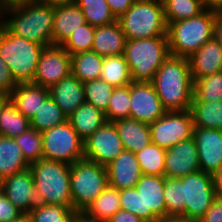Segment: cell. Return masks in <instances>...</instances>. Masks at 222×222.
<instances>
[{
	"label": "cell",
	"instance_id": "obj_53",
	"mask_svg": "<svg viewBox=\"0 0 222 222\" xmlns=\"http://www.w3.org/2000/svg\"><path fill=\"white\" fill-rule=\"evenodd\" d=\"M159 222H199V220L190 219L182 216H167Z\"/></svg>",
	"mask_w": 222,
	"mask_h": 222
},
{
	"label": "cell",
	"instance_id": "obj_11",
	"mask_svg": "<svg viewBox=\"0 0 222 222\" xmlns=\"http://www.w3.org/2000/svg\"><path fill=\"white\" fill-rule=\"evenodd\" d=\"M151 143L162 149H170L175 144L193 136L194 124L190 110L166 112L149 124Z\"/></svg>",
	"mask_w": 222,
	"mask_h": 222
},
{
	"label": "cell",
	"instance_id": "obj_56",
	"mask_svg": "<svg viewBox=\"0 0 222 222\" xmlns=\"http://www.w3.org/2000/svg\"><path fill=\"white\" fill-rule=\"evenodd\" d=\"M14 222H26V215H24L21 219Z\"/></svg>",
	"mask_w": 222,
	"mask_h": 222
},
{
	"label": "cell",
	"instance_id": "obj_20",
	"mask_svg": "<svg viewBox=\"0 0 222 222\" xmlns=\"http://www.w3.org/2000/svg\"><path fill=\"white\" fill-rule=\"evenodd\" d=\"M188 61L193 81L220 72L222 71V47L212 38L195 51Z\"/></svg>",
	"mask_w": 222,
	"mask_h": 222
},
{
	"label": "cell",
	"instance_id": "obj_15",
	"mask_svg": "<svg viewBox=\"0 0 222 222\" xmlns=\"http://www.w3.org/2000/svg\"><path fill=\"white\" fill-rule=\"evenodd\" d=\"M130 117L151 124L167 111L164 109L151 82L130 83Z\"/></svg>",
	"mask_w": 222,
	"mask_h": 222
},
{
	"label": "cell",
	"instance_id": "obj_33",
	"mask_svg": "<svg viewBox=\"0 0 222 222\" xmlns=\"http://www.w3.org/2000/svg\"><path fill=\"white\" fill-rule=\"evenodd\" d=\"M67 120V116L50 96L30 119V127L42 133L54 126L65 123Z\"/></svg>",
	"mask_w": 222,
	"mask_h": 222
},
{
	"label": "cell",
	"instance_id": "obj_35",
	"mask_svg": "<svg viewBox=\"0 0 222 222\" xmlns=\"http://www.w3.org/2000/svg\"><path fill=\"white\" fill-rule=\"evenodd\" d=\"M166 150L150 143L135 153L141 173L144 175L164 176Z\"/></svg>",
	"mask_w": 222,
	"mask_h": 222
},
{
	"label": "cell",
	"instance_id": "obj_12",
	"mask_svg": "<svg viewBox=\"0 0 222 222\" xmlns=\"http://www.w3.org/2000/svg\"><path fill=\"white\" fill-rule=\"evenodd\" d=\"M179 179L183 183L185 217L200 220L216 199L212 175L197 171Z\"/></svg>",
	"mask_w": 222,
	"mask_h": 222
},
{
	"label": "cell",
	"instance_id": "obj_43",
	"mask_svg": "<svg viewBox=\"0 0 222 222\" xmlns=\"http://www.w3.org/2000/svg\"><path fill=\"white\" fill-rule=\"evenodd\" d=\"M95 27L86 23L74 31L61 45L70 55L92 51Z\"/></svg>",
	"mask_w": 222,
	"mask_h": 222
},
{
	"label": "cell",
	"instance_id": "obj_19",
	"mask_svg": "<svg viewBox=\"0 0 222 222\" xmlns=\"http://www.w3.org/2000/svg\"><path fill=\"white\" fill-rule=\"evenodd\" d=\"M108 184L118 190L134 188L142 175L135 153L123 150L109 165Z\"/></svg>",
	"mask_w": 222,
	"mask_h": 222
},
{
	"label": "cell",
	"instance_id": "obj_17",
	"mask_svg": "<svg viewBox=\"0 0 222 222\" xmlns=\"http://www.w3.org/2000/svg\"><path fill=\"white\" fill-rule=\"evenodd\" d=\"M200 171L213 175L222 168V130L194 127Z\"/></svg>",
	"mask_w": 222,
	"mask_h": 222
},
{
	"label": "cell",
	"instance_id": "obj_30",
	"mask_svg": "<svg viewBox=\"0 0 222 222\" xmlns=\"http://www.w3.org/2000/svg\"><path fill=\"white\" fill-rule=\"evenodd\" d=\"M120 208V193L109 185L83 212L94 220L108 221Z\"/></svg>",
	"mask_w": 222,
	"mask_h": 222
},
{
	"label": "cell",
	"instance_id": "obj_36",
	"mask_svg": "<svg viewBox=\"0 0 222 222\" xmlns=\"http://www.w3.org/2000/svg\"><path fill=\"white\" fill-rule=\"evenodd\" d=\"M75 215L73 207L38 203L26 216L28 222H72Z\"/></svg>",
	"mask_w": 222,
	"mask_h": 222
},
{
	"label": "cell",
	"instance_id": "obj_25",
	"mask_svg": "<svg viewBox=\"0 0 222 222\" xmlns=\"http://www.w3.org/2000/svg\"><path fill=\"white\" fill-rule=\"evenodd\" d=\"M125 150L136 153L151 143L149 124L125 118L113 122Z\"/></svg>",
	"mask_w": 222,
	"mask_h": 222
},
{
	"label": "cell",
	"instance_id": "obj_5",
	"mask_svg": "<svg viewBox=\"0 0 222 222\" xmlns=\"http://www.w3.org/2000/svg\"><path fill=\"white\" fill-rule=\"evenodd\" d=\"M38 203L72 206L70 192V164L40 159L30 163Z\"/></svg>",
	"mask_w": 222,
	"mask_h": 222
},
{
	"label": "cell",
	"instance_id": "obj_41",
	"mask_svg": "<svg viewBox=\"0 0 222 222\" xmlns=\"http://www.w3.org/2000/svg\"><path fill=\"white\" fill-rule=\"evenodd\" d=\"M83 86L85 101L105 112L115 87L100 78L85 82Z\"/></svg>",
	"mask_w": 222,
	"mask_h": 222
},
{
	"label": "cell",
	"instance_id": "obj_14",
	"mask_svg": "<svg viewBox=\"0 0 222 222\" xmlns=\"http://www.w3.org/2000/svg\"><path fill=\"white\" fill-rule=\"evenodd\" d=\"M83 144L84 158L103 166L109 165L125 150L113 122H106Z\"/></svg>",
	"mask_w": 222,
	"mask_h": 222
},
{
	"label": "cell",
	"instance_id": "obj_7",
	"mask_svg": "<svg viewBox=\"0 0 222 222\" xmlns=\"http://www.w3.org/2000/svg\"><path fill=\"white\" fill-rule=\"evenodd\" d=\"M43 46L12 34L0 22V57L16 84L32 83Z\"/></svg>",
	"mask_w": 222,
	"mask_h": 222
},
{
	"label": "cell",
	"instance_id": "obj_18",
	"mask_svg": "<svg viewBox=\"0 0 222 222\" xmlns=\"http://www.w3.org/2000/svg\"><path fill=\"white\" fill-rule=\"evenodd\" d=\"M164 162V176L168 178L178 179L200 171L197 145L193 138L181 141L167 149Z\"/></svg>",
	"mask_w": 222,
	"mask_h": 222
},
{
	"label": "cell",
	"instance_id": "obj_34",
	"mask_svg": "<svg viewBox=\"0 0 222 222\" xmlns=\"http://www.w3.org/2000/svg\"><path fill=\"white\" fill-rule=\"evenodd\" d=\"M167 25L198 16L207 8L202 0H163Z\"/></svg>",
	"mask_w": 222,
	"mask_h": 222
},
{
	"label": "cell",
	"instance_id": "obj_44",
	"mask_svg": "<svg viewBox=\"0 0 222 222\" xmlns=\"http://www.w3.org/2000/svg\"><path fill=\"white\" fill-rule=\"evenodd\" d=\"M24 214L0 190V222H14Z\"/></svg>",
	"mask_w": 222,
	"mask_h": 222
},
{
	"label": "cell",
	"instance_id": "obj_57",
	"mask_svg": "<svg viewBox=\"0 0 222 222\" xmlns=\"http://www.w3.org/2000/svg\"><path fill=\"white\" fill-rule=\"evenodd\" d=\"M3 99H4V97L0 95V102H1Z\"/></svg>",
	"mask_w": 222,
	"mask_h": 222
},
{
	"label": "cell",
	"instance_id": "obj_48",
	"mask_svg": "<svg viewBox=\"0 0 222 222\" xmlns=\"http://www.w3.org/2000/svg\"><path fill=\"white\" fill-rule=\"evenodd\" d=\"M108 222H144V221L134 213L120 209L108 220Z\"/></svg>",
	"mask_w": 222,
	"mask_h": 222
},
{
	"label": "cell",
	"instance_id": "obj_40",
	"mask_svg": "<svg viewBox=\"0 0 222 222\" xmlns=\"http://www.w3.org/2000/svg\"><path fill=\"white\" fill-rule=\"evenodd\" d=\"M164 201L167 216L185 217V205L183 203V183L178 178L165 177Z\"/></svg>",
	"mask_w": 222,
	"mask_h": 222
},
{
	"label": "cell",
	"instance_id": "obj_49",
	"mask_svg": "<svg viewBox=\"0 0 222 222\" xmlns=\"http://www.w3.org/2000/svg\"><path fill=\"white\" fill-rule=\"evenodd\" d=\"M213 38L222 47V11H217L213 28Z\"/></svg>",
	"mask_w": 222,
	"mask_h": 222
},
{
	"label": "cell",
	"instance_id": "obj_6",
	"mask_svg": "<svg viewBox=\"0 0 222 222\" xmlns=\"http://www.w3.org/2000/svg\"><path fill=\"white\" fill-rule=\"evenodd\" d=\"M123 55L133 82H151L162 63L170 56L168 37L126 40Z\"/></svg>",
	"mask_w": 222,
	"mask_h": 222
},
{
	"label": "cell",
	"instance_id": "obj_55",
	"mask_svg": "<svg viewBox=\"0 0 222 222\" xmlns=\"http://www.w3.org/2000/svg\"><path fill=\"white\" fill-rule=\"evenodd\" d=\"M72 222H108V221L94 220L87 217L84 213H76Z\"/></svg>",
	"mask_w": 222,
	"mask_h": 222
},
{
	"label": "cell",
	"instance_id": "obj_1",
	"mask_svg": "<svg viewBox=\"0 0 222 222\" xmlns=\"http://www.w3.org/2000/svg\"><path fill=\"white\" fill-rule=\"evenodd\" d=\"M53 21L54 6L37 1L0 10V22L12 34L43 47L54 45L52 42Z\"/></svg>",
	"mask_w": 222,
	"mask_h": 222
},
{
	"label": "cell",
	"instance_id": "obj_32",
	"mask_svg": "<svg viewBox=\"0 0 222 222\" xmlns=\"http://www.w3.org/2000/svg\"><path fill=\"white\" fill-rule=\"evenodd\" d=\"M100 79L115 88L127 86L132 82L131 72L123 54L104 57Z\"/></svg>",
	"mask_w": 222,
	"mask_h": 222
},
{
	"label": "cell",
	"instance_id": "obj_10",
	"mask_svg": "<svg viewBox=\"0 0 222 222\" xmlns=\"http://www.w3.org/2000/svg\"><path fill=\"white\" fill-rule=\"evenodd\" d=\"M43 158L73 164L84 158V144L70 122L42 132Z\"/></svg>",
	"mask_w": 222,
	"mask_h": 222
},
{
	"label": "cell",
	"instance_id": "obj_23",
	"mask_svg": "<svg viewBox=\"0 0 222 222\" xmlns=\"http://www.w3.org/2000/svg\"><path fill=\"white\" fill-rule=\"evenodd\" d=\"M86 23L84 14L76 3L55 6L52 34L53 44L62 45L78 27Z\"/></svg>",
	"mask_w": 222,
	"mask_h": 222
},
{
	"label": "cell",
	"instance_id": "obj_50",
	"mask_svg": "<svg viewBox=\"0 0 222 222\" xmlns=\"http://www.w3.org/2000/svg\"><path fill=\"white\" fill-rule=\"evenodd\" d=\"M216 199L222 200V168L212 175Z\"/></svg>",
	"mask_w": 222,
	"mask_h": 222
},
{
	"label": "cell",
	"instance_id": "obj_51",
	"mask_svg": "<svg viewBox=\"0 0 222 222\" xmlns=\"http://www.w3.org/2000/svg\"><path fill=\"white\" fill-rule=\"evenodd\" d=\"M37 2L48 4L51 6H60L76 3L77 0H36Z\"/></svg>",
	"mask_w": 222,
	"mask_h": 222
},
{
	"label": "cell",
	"instance_id": "obj_54",
	"mask_svg": "<svg viewBox=\"0 0 222 222\" xmlns=\"http://www.w3.org/2000/svg\"><path fill=\"white\" fill-rule=\"evenodd\" d=\"M206 8L222 11V0H202Z\"/></svg>",
	"mask_w": 222,
	"mask_h": 222
},
{
	"label": "cell",
	"instance_id": "obj_9",
	"mask_svg": "<svg viewBox=\"0 0 222 222\" xmlns=\"http://www.w3.org/2000/svg\"><path fill=\"white\" fill-rule=\"evenodd\" d=\"M108 185L106 166L85 158L70 165V192L76 213H83Z\"/></svg>",
	"mask_w": 222,
	"mask_h": 222
},
{
	"label": "cell",
	"instance_id": "obj_4",
	"mask_svg": "<svg viewBox=\"0 0 222 222\" xmlns=\"http://www.w3.org/2000/svg\"><path fill=\"white\" fill-rule=\"evenodd\" d=\"M216 10L207 8L198 16L168 24L170 55L189 58L213 38Z\"/></svg>",
	"mask_w": 222,
	"mask_h": 222
},
{
	"label": "cell",
	"instance_id": "obj_37",
	"mask_svg": "<svg viewBox=\"0 0 222 222\" xmlns=\"http://www.w3.org/2000/svg\"><path fill=\"white\" fill-rule=\"evenodd\" d=\"M76 4L82 10L86 22L91 26L107 25L117 20L106 0H77Z\"/></svg>",
	"mask_w": 222,
	"mask_h": 222
},
{
	"label": "cell",
	"instance_id": "obj_24",
	"mask_svg": "<svg viewBox=\"0 0 222 222\" xmlns=\"http://www.w3.org/2000/svg\"><path fill=\"white\" fill-rule=\"evenodd\" d=\"M126 43L125 34L118 20L95 27L92 51L100 56L122 55Z\"/></svg>",
	"mask_w": 222,
	"mask_h": 222
},
{
	"label": "cell",
	"instance_id": "obj_45",
	"mask_svg": "<svg viewBox=\"0 0 222 222\" xmlns=\"http://www.w3.org/2000/svg\"><path fill=\"white\" fill-rule=\"evenodd\" d=\"M16 85L10 69L0 57V95L8 98Z\"/></svg>",
	"mask_w": 222,
	"mask_h": 222
},
{
	"label": "cell",
	"instance_id": "obj_22",
	"mask_svg": "<svg viewBox=\"0 0 222 222\" xmlns=\"http://www.w3.org/2000/svg\"><path fill=\"white\" fill-rule=\"evenodd\" d=\"M49 97V88L34 83H22L15 86L8 98L30 120Z\"/></svg>",
	"mask_w": 222,
	"mask_h": 222
},
{
	"label": "cell",
	"instance_id": "obj_28",
	"mask_svg": "<svg viewBox=\"0 0 222 222\" xmlns=\"http://www.w3.org/2000/svg\"><path fill=\"white\" fill-rule=\"evenodd\" d=\"M30 128V120L19 112L9 98L0 102V136L14 138Z\"/></svg>",
	"mask_w": 222,
	"mask_h": 222
},
{
	"label": "cell",
	"instance_id": "obj_38",
	"mask_svg": "<svg viewBox=\"0 0 222 222\" xmlns=\"http://www.w3.org/2000/svg\"><path fill=\"white\" fill-rule=\"evenodd\" d=\"M222 100V71L194 81L193 100L217 102Z\"/></svg>",
	"mask_w": 222,
	"mask_h": 222
},
{
	"label": "cell",
	"instance_id": "obj_3",
	"mask_svg": "<svg viewBox=\"0 0 222 222\" xmlns=\"http://www.w3.org/2000/svg\"><path fill=\"white\" fill-rule=\"evenodd\" d=\"M164 186L165 176L142 174L134 188L119 190L120 208L144 222H159L166 218Z\"/></svg>",
	"mask_w": 222,
	"mask_h": 222
},
{
	"label": "cell",
	"instance_id": "obj_47",
	"mask_svg": "<svg viewBox=\"0 0 222 222\" xmlns=\"http://www.w3.org/2000/svg\"><path fill=\"white\" fill-rule=\"evenodd\" d=\"M113 16L119 19L136 0H106Z\"/></svg>",
	"mask_w": 222,
	"mask_h": 222
},
{
	"label": "cell",
	"instance_id": "obj_27",
	"mask_svg": "<svg viewBox=\"0 0 222 222\" xmlns=\"http://www.w3.org/2000/svg\"><path fill=\"white\" fill-rule=\"evenodd\" d=\"M29 166L14 138L0 136V181Z\"/></svg>",
	"mask_w": 222,
	"mask_h": 222
},
{
	"label": "cell",
	"instance_id": "obj_39",
	"mask_svg": "<svg viewBox=\"0 0 222 222\" xmlns=\"http://www.w3.org/2000/svg\"><path fill=\"white\" fill-rule=\"evenodd\" d=\"M130 102V84L114 88L107 110L104 112L107 122L129 118Z\"/></svg>",
	"mask_w": 222,
	"mask_h": 222
},
{
	"label": "cell",
	"instance_id": "obj_29",
	"mask_svg": "<svg viewBox=\"0 0 222 222\" xmlns=\"http://www.w3.org/2000/svg\"><path fill=\"white\" fill-rule=\"evenodd\" d=\"M104 57L94 51L71 55V74L85 83L100 78Z\"/></svg>",
	"mask_w": 222,
	"mask_h": 222
},
{
	"label": "cell",
	"instance_id": "obj_26",
	"mask_svg": "<svg viewBox=\"0 0 222 222\" xmlns=\"http://www.w3.org/2000/svg\"><path fill=\"white\" fill-rule=\"evenodd\" d=\"M68 121L83 142L107 122L105 113L86 101L68 117Z\"/></svg>",
	"mask_w": 222,
	"mask_h": 222
},
{
	"label": "cell",
	"instance_id": "obj_21",
	"mask_svg": "<svg viewBox=\"0 0 222 222\" xmlns=\"http://www.w3.org/2000/svg\"><path fill=\"white\" fill-rule=\"evenodd\" d=\"M49 91L67 118L85 102L83 82L72 74L52 85Z\"/></svg>",
	"mask_w": 222,
	"mask_h": 222
},
{
	"label": "cell",
	"instance_id": "obj_52",
	"mask_svg": "<svg viewBox=\"0 0 222 222\" xmlns=\"http://www.w3.org/2000/svg\"><path fill=\"white\" fill-rule=\"evenodd\" d=\"M36 0H0V10L9 7V6H14L22 3H29L33 2Z\"/></svg>",
	"mask_w": 222,
	"mask_h": 222
},
{
	"label": "cell",
	"instance_id": "obj_8",
	"mask_svg": "<svg viewBox=\"0 0 222 222\" xmlns=\"http://www.w3.org/2000/svg\"><path fill=\"white\" fill-rule=\"evenodd\" d=\"M117 20L126 40L167 36L164 6L159 0H136Z\"/></svg>",
	"mask_w": 222,
	"mask_h": 222
},
{
	"label": "cell",
	"instance_id": "obj_42",
	"mask_svg": "<svg viewBox=\"0 0 222 222\" xmlns=\"http://www.w3.org/2000/svg\"><path fill=\"white\" fill-rule=\"evenodd\" d=\"M14 140L22 150L23 157L29 164L43 158L41 132L30 127L23 134L15 136Z\"/></svg>",
	"mask_w": 222,
	"mask_h": 222
},
{
	"label": "cell",
	"instance_id": "obj_46",
	"mask_svg": "<svg viewBox=\"0 0 222 222\" xmlns=\"http://www.w3.org/2000/svg\"><path fill=\"white\" fill-rule=\"evenodd\" d=\"M199 222H222V200L215 199Z\"/></svg>",
	"mask_w": 222,
	"mask_h": 222
},
{
	"label": "cell",
	"instance_id": "obj_16",
	"mask_svg": "<svg viewBox=\"0 0 222 222\" xmlns=\"http://www.w3.org/2000/svg\"><path fill=\"white\" fill-rule=\"evenodd\" d=\"M0 190L24 215L38 204L34 177L30 168L5 177L0 181Z\"/></svg>",
	"mask_w": 222,
	"mask_h": 222
},
{
	"label": "cell",
	"instance_id": "obj_2",
	"mask_svg": "<svg viewBox=\"0 0 222 222\" xmlns=\"http://www.w3.org/2000/svg\"><path fill=\"white\" fill-rule=\"evenodd\" d=\"M151 83L167 112L190 110L194 81L188 58L170 55Z\"/></svg>",
	"mask_w": 222,
	"mask_h": 222
},
{
	"label": "cell",
	"instance_id": "obj_31",
	"mask_svg": "<svg viewBox=\"0 0 222 222\" xmlns=\"http://www.w3.org/2000/svg\"><path fill=\"white\" fill-rule=\"evenodd\" d=\"M190 111L194 127L222 130V100L192 101Z\"/></svg>",
	"mask_w": 222,
	"mask_h": 222
},
{
	"label": "cell",
	"instance_id": "obj_13",
	"mask_svg": "<svg viewBox=\"0 0 222 222\" xmlns=\"http://www.w3.org/2000/svg\"><path fill=\"white\" fill-rule=\"evenodd\" d=\"M71 74V55L61 46H46L41 51L32 83L50 88Z\"/></svg>",
	"mask_w": 222,
	"mask_h": 222
}]
</instances>
